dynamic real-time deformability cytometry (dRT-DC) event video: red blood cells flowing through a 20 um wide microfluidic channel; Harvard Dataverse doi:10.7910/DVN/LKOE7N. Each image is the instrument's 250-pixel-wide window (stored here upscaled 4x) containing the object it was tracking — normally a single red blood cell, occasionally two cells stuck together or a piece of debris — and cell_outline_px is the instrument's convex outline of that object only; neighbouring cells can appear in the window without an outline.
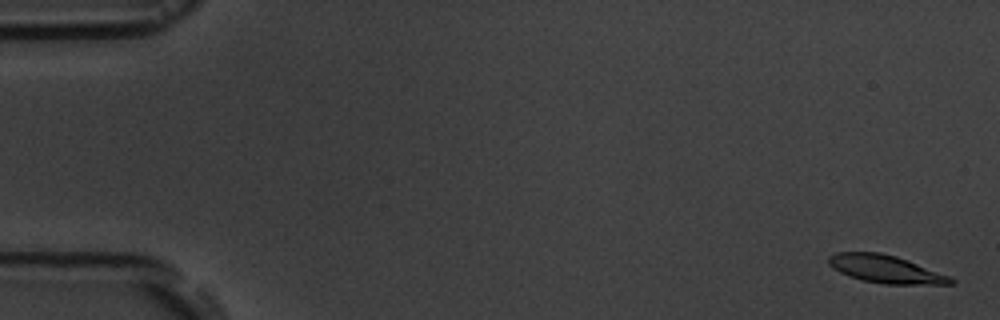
{"species": "common noctule bat (a hibernating species)", "species_latin": "Nyctalus noctula", "temperature_condition": "room temperature", "stored_images_in_passage": 12, "camera_frame_rate_fps": 3000, "um_per_image_px": 0.085, "animal": {"sex": "male", "body_mass_g": 19.5, "forearm_length_mm": 54.6}, "frame": {"image": 1, "passage_image": 2, "time_ms": 0.333, "image_size_px": [1000, 320], "cell_outline_px": [[956, 284], [884, 284], [860, 280], [848, 276], [840, 272], [828, 264], [828, 256], [836, 252], [880, 252], [896, 256], [908, 260], [948, 276], [956, 280]], "centroid_in_image_um": [75.25, 22.87], "position_along_channel_um": 9.8, "area_um2": 19.77}}